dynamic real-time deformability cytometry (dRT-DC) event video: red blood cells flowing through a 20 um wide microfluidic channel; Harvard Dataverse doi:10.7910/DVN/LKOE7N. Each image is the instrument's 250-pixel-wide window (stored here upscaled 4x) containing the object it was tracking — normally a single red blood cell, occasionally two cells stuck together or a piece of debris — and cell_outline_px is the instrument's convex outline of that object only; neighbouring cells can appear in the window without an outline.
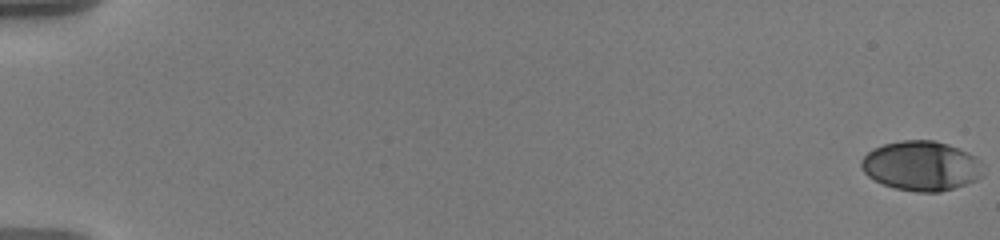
{"species": "human", "species_latin": "Homo sapiens", "temperature_condition": "warm", "stored_images_in_passage": 59, "camera_frame_rate_fps": 3000, "um_per_image_px": 0.085, "donor": {"sex": "male"}, "frame": {"image": 1, "passage_image": 1, "time_ms": 0.0, "image_size_px": [1000, 240], "cell_outline_px": [[984, 176], [976, 180], [940, 192], [916, 192], [896, 188], [884, 184], [868, 176], [864, 172], [860, 164], [860, 160], [872, 148], [884, 144], [900, 140], [932, 140], [948, 144], [960, 148], [976, 156], [980, 160]], "centroid_in_image_um": [78.32, 14.08], "position_along_channel_um": 6.7, "area_um2": 35.37}}
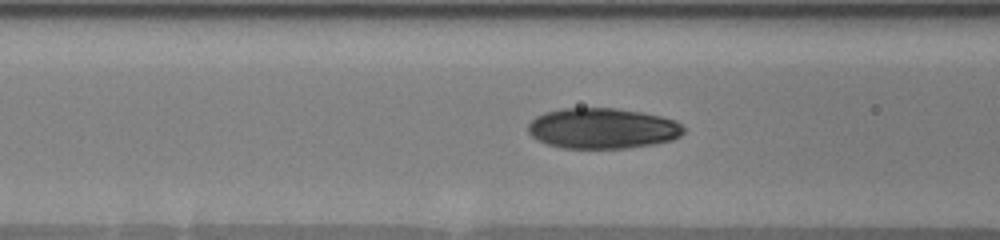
{"frame": {"image": 2, "passage_image": 26, "time_ms": 8.333, "image_size_px": [1000, 240], "cell_outline_px": [[684, 132], [680, 136], [672, 140], [652, 144], [624, 148], [560, 148], [548, 144], [532, 136], [528, 132], [528, 124], [536, 116], [544, 112], [560, 108], [616, 108], [640, 112], [660, 116], [676, 120], [684, 128]], "centroid_in_image_um": [51.2, 10.9], "position_along_channel_um": 115.4, "area_um2": 36.76}}
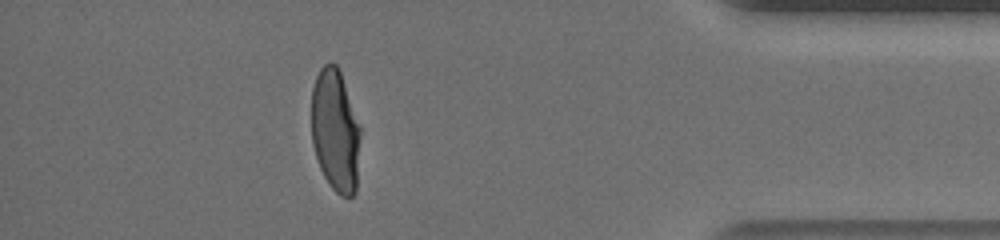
{"frame": {"image": 3, "passage_image": 53, "time_ms": 17.333, "image_size_px": [1000, 240], "cell_outline_px": [[360, 136], [356, 192], [352, 196], [340, 196], [328, 184], [320, 168], [316, 156], [312, 140], [312, 88], [316, 76], [320, 68], [324, 64], [336, 64], [340, 72], [360, 128]], "centroid_in_image_um": [28.49, 11.14], "position_along_channel_um": 406.7, "area_um2": 34.62}, "authors_computed_cell_mechanics": {"area_um2": 35.7204, "velocity_mm_per_s": 3.6086, "shape_relaxation_time_tau1_ms": 5.4783, "shape_relaxation_time_tau2_ms": 0.7043, "deformation_change_tau1": 0.2045, "deformation_change_tau2": 0.0522}}